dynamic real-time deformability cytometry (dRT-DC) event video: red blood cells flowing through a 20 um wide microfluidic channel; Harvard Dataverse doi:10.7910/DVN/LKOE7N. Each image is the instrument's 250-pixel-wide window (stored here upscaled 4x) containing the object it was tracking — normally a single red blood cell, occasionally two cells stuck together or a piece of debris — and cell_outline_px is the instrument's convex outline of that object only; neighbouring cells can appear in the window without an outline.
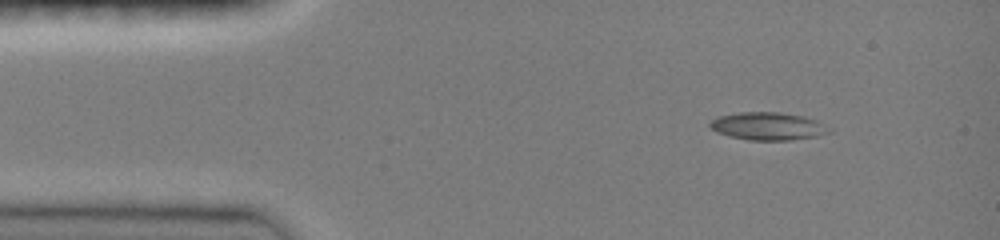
{"species": "common noctule bat (a hibernating species)", "species_latin": "Nyctalus noctula", "temperature_condition": "room temperature", "stored_images_in_passage": 41, "camera_frame_rate_fps": 3000, "um_per_image_px": 0.085, "animal": {"sex": "female", "body_mass_g": 19.0, "forearm_length_mm": 51.5}, "frame": {"image": 1, "passage_image": 1, "time_ms": 0.0, "image_size_px": [1000, 240], "cell_outline_px": [[832, 132], [820, 136], [788, 140], [748, 140], [716, 132], [708, 124], [716, 116], [740, 112], [780, 112], [804, 116], [816, 120], [832, 128]], "centroid_in_image_um": [65.32, 10.72], "position_along_channel_um": 19.7, "area_um2": 19.42}}
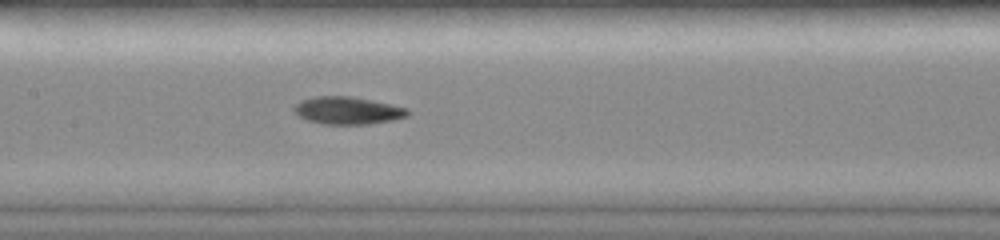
{"frame": {"image": 2, "passage_image": 18, "time_ms": 5.667, "image_size_px": [1000, 240], "cell_outline_px": [[412, 112], [408, 116], [392, 120], [368, 124], [324, 124], [308, 120], [296, 116], [292, 108], [300, 100], [316, 96], [352, 96], [372, 100], [408, 108]], "centroid_in_image_um": [29.54, 9.39], "position_along_channel_um": 177.9, "area_um2": 18.38}}
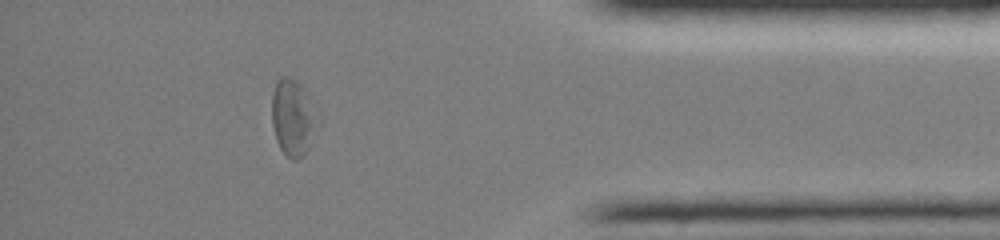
{"frame": {"image": 3, "passage_image": 36, "time_ms": 12.0, "image_size_px": [1000, 240], "cell_outline_px": [[324, 120], [320, 128], [304, 156], [296, 160], [292, 160], [280, 148], [276, 140], [272, 124], [272, 92], [276, 80], [280, 76], [288, 76], [300, 84], [320, 112]], "centroid_in_image_um": [24.99, 10.0], "position_along_channel_um": 410.2, "area_um2": 21.5}, "authors_computed_cell_mechanics": {"area_um2": 18.207, "velocity_mm_per_s": 4.0115, "shape_relaxation_time_tau1_ms": 6.7301, "shape_relaxation_time_tau2_ms": 4.5598, "deformation_change_tau1": 0.2092, "deformation_change_tau2": 0.1099}}